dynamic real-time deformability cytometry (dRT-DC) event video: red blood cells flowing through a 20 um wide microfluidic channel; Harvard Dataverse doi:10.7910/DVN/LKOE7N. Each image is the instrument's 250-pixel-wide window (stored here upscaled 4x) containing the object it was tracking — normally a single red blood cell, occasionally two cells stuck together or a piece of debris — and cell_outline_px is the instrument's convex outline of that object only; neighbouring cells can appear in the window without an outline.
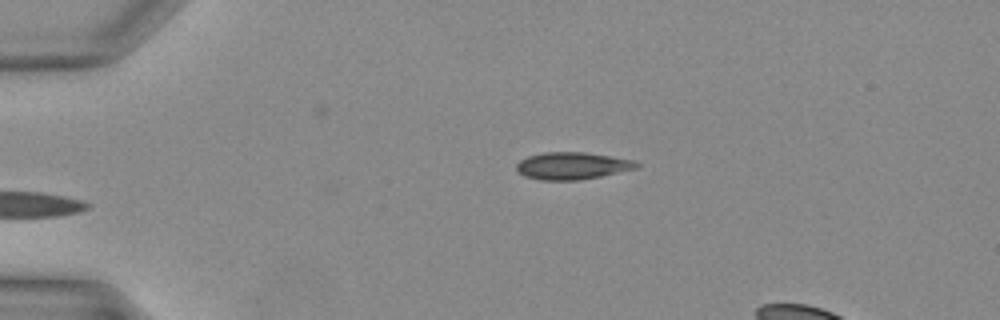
{"species": "Egyptian fruit bat (a non-hibernating species)", "species_latin": "Rousettus aegyptiacus", "temperature_condition": "warm", "stored_images_in_passage": 29, "camera_frame_rate_fps": 3000, "um_per_image_px": 0.085, "animal": {"sex": "female"}, "frame": {"image": 1, "passage_image": 1, "time_ms": 0.0, "image_size_px": [1000, 320], "cell_outline_px": [[640, 164], [636, 168], [600, 176], [580, 180], [540, 180], [524, 176], [516, 168], [516, 164], [520, 160], [528, 156], [544, 152], [584, 152], [636, 160]], "centroid_in_image_um": [48.63, 14.09], "position_along_channel_um": 36.4, "area_um2": 18.96}}
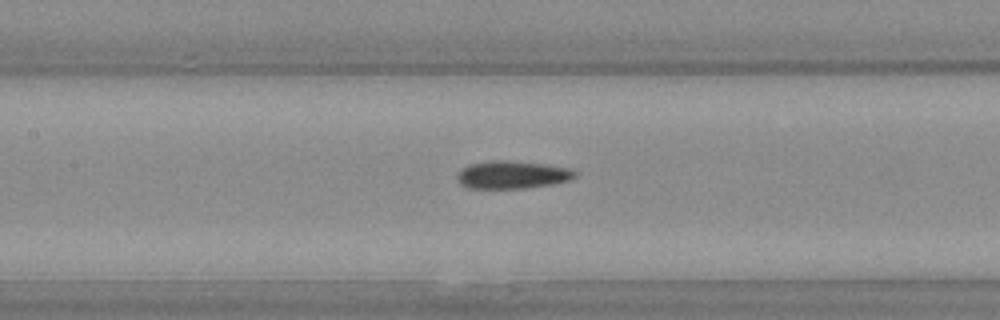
{"frame": {"image": 2, "passage_image": 11, "time_ms": 3.333, "image_size_px": [1000, 320], "cell_outline_px": [[576, 176], [568, 180], [552, 184], [524, 188], [468, 188], [460, 184], [456, 180], [456, 176], [468, 164], [496, 160], [500, 160], [544, 164], [568, 168], [576, 172]], "centroid_in_image_um": [43.5, 14.86], "position_along_channel_um": 163.9, "area_um2": 18.79}}
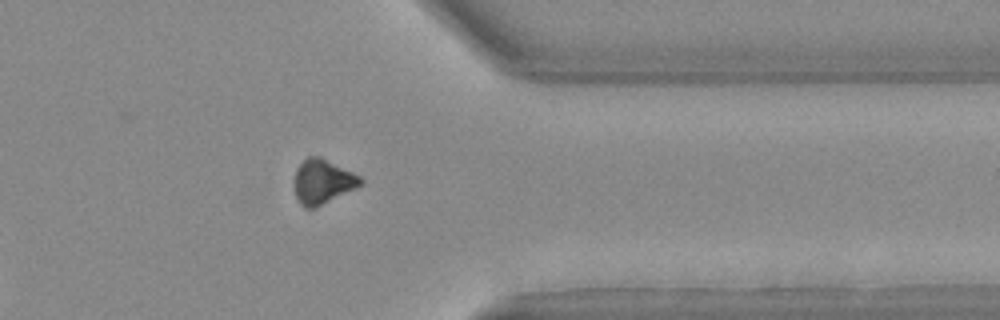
{"frame": {"image": 3, "passage_image": 24, "time_ms": 7.667, "image_size_px": [1000, 320], "cell_outline_px": [[364, 184], [316, 208], [304, 208], [300, 204], [296, 196], [296, 168], [308, 156], [320, 156], [360, 176], [364, 180]], "centroid_in_image_um": [27.46, 15.45], "position_along_channel_um": 383.9, "area_um2": 17.05}}